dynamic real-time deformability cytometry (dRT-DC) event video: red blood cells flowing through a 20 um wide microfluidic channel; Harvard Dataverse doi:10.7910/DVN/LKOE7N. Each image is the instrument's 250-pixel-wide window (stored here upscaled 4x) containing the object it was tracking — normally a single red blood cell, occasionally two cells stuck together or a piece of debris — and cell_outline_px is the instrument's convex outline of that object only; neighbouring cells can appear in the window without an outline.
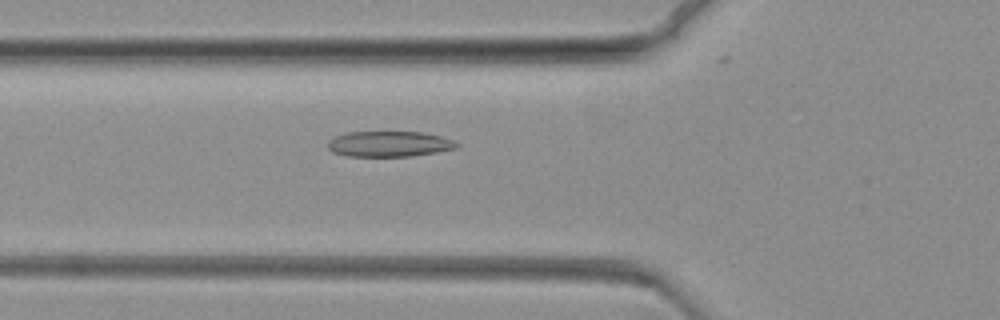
{"species": "common noctule bat (a hibernating species)", "species_latin": "Nyctalus noctula", "temperature_condition": "warm", "stored_images_in_passage": 76, "camera_frame_rate_fps": 3000, "um_per_image_px": 0.085, "animal": {"sex": "female", "body_mass_g": 19.3, "forearm_length_mm": 54.1}, "frame": {"image": 1, "passage_image": 28, "time_ms": 9.0, "image_size_px": [1000, 320], "cell_outline_px": [[460, 148], [412, 156], [348, 156], [332, 152], [328, 148], [328, 140], [336, 136], [348, 132], [420, 132], [440, 136], [452, 140], [460, 144]], "centroid_in_image_um": [33.1, 12.24], "position_along_channel_um": 92.7, "area_um2": 19.19}}
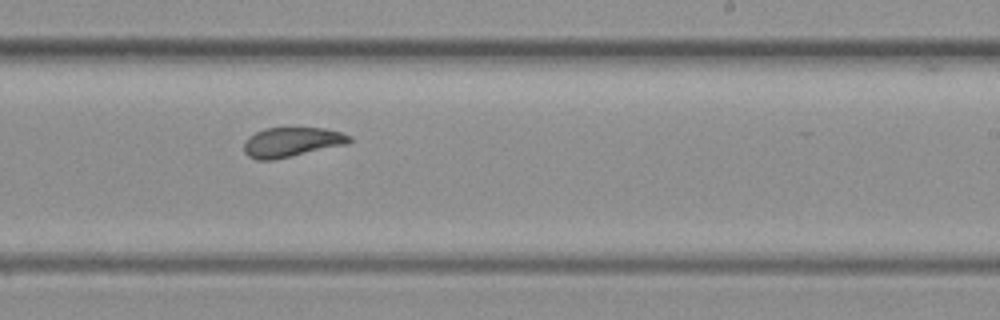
{"frame": {"image": 2, "passage_image": 47, "time_ms": 15.333, "image_size_px": [1000, 320], "cell_outline_px": [[352, 140], [348, 144], [276, 160], [256, 160], [248, 156], [244, 152], [244, 140], [248, 136], [264, 128], [324, 128], [340, 132], [352, 136]], "centroid_in_image_um": [24.78, 12.09], "position_along_channel_um": 264.2, "area_um2": 18.5}}
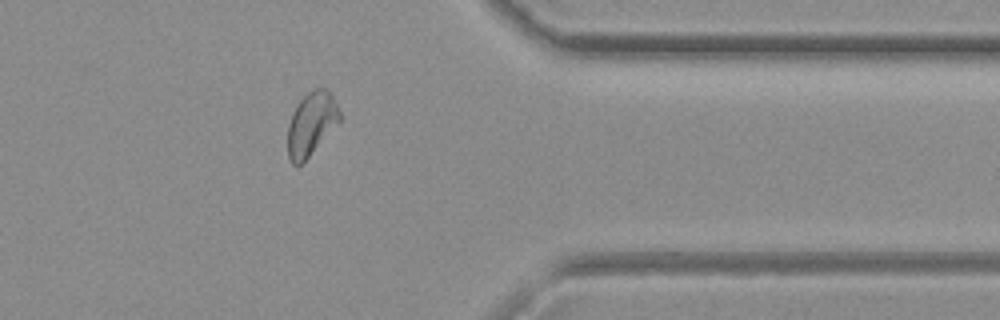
{"frame": {"image": 3, "passage_image": 62, "time_ms": 20.333, "image_size_px": [1000, 320], "cell_outline_px": [[340, 120], [308, 156], [300, 164], [292, 164], [288, 156], [288, 124], [292, 112], [296, 104], [312, 88], [324, 88], [332, 96], [340, 112]], "centroid_in_image_um": [26.43, 10.49], "position_along_channel_um": 385.0, "area_um2": 18.67}}